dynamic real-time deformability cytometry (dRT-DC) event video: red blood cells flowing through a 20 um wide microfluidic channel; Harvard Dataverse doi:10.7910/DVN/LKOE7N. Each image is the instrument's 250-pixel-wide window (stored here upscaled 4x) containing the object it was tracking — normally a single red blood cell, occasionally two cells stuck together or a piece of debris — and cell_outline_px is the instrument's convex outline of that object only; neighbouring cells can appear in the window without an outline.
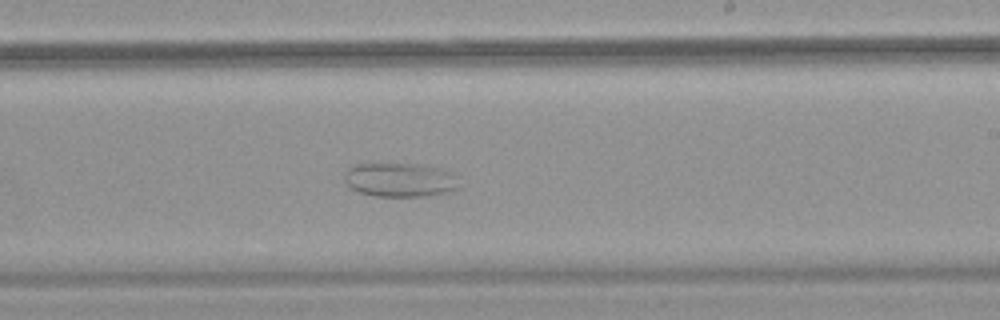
{"species": "common noctule bat (a hibernating species)", "species_latin": "Nyctalus noctula", "temperature_condition": "warm", "stored_images_in_passage": 49, "camera_frame_rate_fps": 3000, "um_per_image_px": 0.085, "animal": {"sex": "female", "body_mass_g": 18.4}, "frame": {"image": 1, "passage_image": 35, "time_ms": 11.333, "image_size_px": [1000, 320], "cell_outline_px": [[460, 188], [428, 196], [376, 196], [360, 192], [352, 188], [344, 180], [344, 176], [348, 168], [356, 164], [416, 164], [436, 168], [448, 172], [452, 176]], "centroid_in_image_um": [33.93, 15.29], "position_along_channel_um": 255.1, "area_um2": 22.14}}